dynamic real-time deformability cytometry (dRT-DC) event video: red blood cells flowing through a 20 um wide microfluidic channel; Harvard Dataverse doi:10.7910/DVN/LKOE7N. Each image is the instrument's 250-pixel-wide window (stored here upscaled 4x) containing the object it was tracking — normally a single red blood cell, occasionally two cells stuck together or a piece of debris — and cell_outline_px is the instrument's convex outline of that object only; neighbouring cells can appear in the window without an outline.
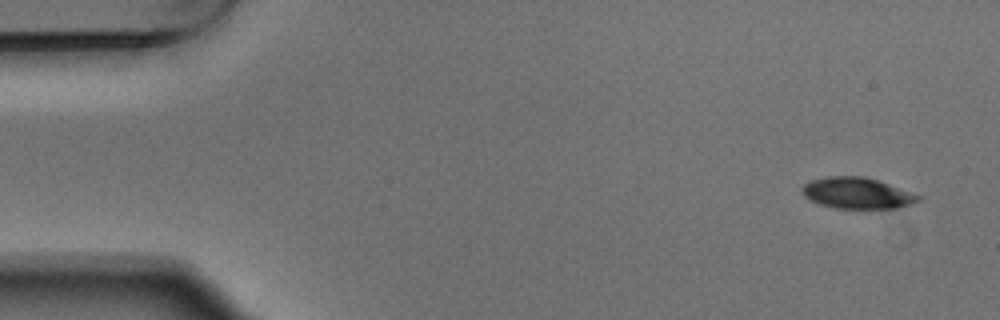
{"species": "Egyptian fruit bat (a non-hibernating species)", "species_latin": "Rousettus aegyptiacus", "temperature_condition": "warm", "stored_images_in_passage": 8, "camera_frame_rate_fps": 3000, "um_per_image_px": 0.085, "animal": {"sex": "male"}, "frame": {"image": 1, "passage_image": 1, "time_ms": 0.0, "image_size_px": [1000, 320], "cell_outline_px": [[920, 200], [896, 208], [836, 208], [820, 204], [804, 196], [800, 188], [804, 184], [812, 180], [828, 176], [864, 176], [888, 184], [920, 196]], "centroid_in_image_um": [72.79, 16.41], "position_along_channel_um": 12.2, "area_um2": 20.63}}
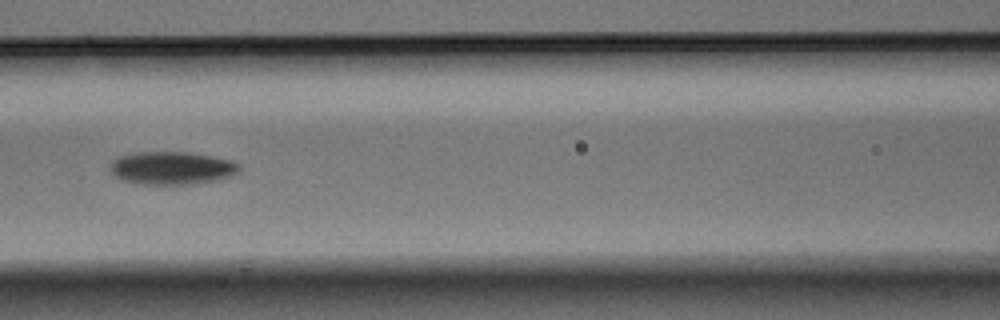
{"frame": {"image": 2, "passage_image": 7, "time_ms": 2.0, "image_size_px": [1000, 320], "cell_outline_px": [[240, 168], [232, 176], [220, 180], [192, 184], [144, 184], [124, 180], [116, 176], [112, 172], [108, 164], [112, 160], [120, 156], [136, 152], [192, 152], [232, 160], [240, 164]], "centroid_in_image_um": [14.64, 14.27], "position_along_channel_um": 152.0, "area_um2": 24.91}}
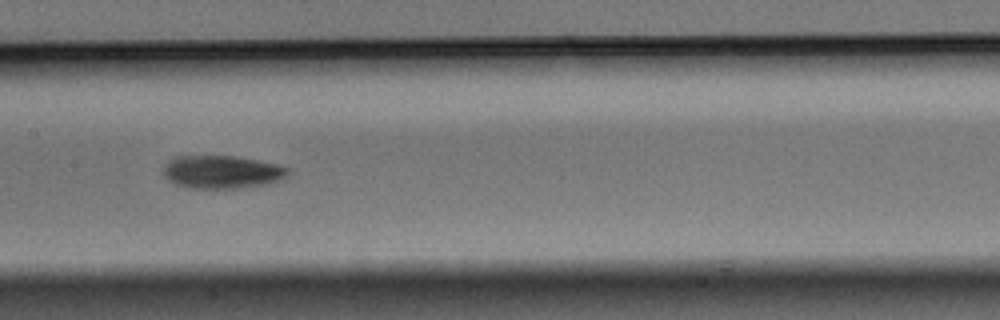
{"frame": {"image": 3, "passage_image": 8, "time_ms": 2.333, "image_size_px": [1000, 320], "cell_outline_px": [[288, 172], [280, 180], [268, 184], [240, 188], [188, 188], [176, 184], [168, 180], [164, 176], [164, 168], [168, 160], [176, 156], [236, 156], [260, 160], [280, 164], [288, 168]], "centroid_in_image_um": [18.87, 14.61], "position_along_channel_um": 188.5, "area_um2": 24.1}}